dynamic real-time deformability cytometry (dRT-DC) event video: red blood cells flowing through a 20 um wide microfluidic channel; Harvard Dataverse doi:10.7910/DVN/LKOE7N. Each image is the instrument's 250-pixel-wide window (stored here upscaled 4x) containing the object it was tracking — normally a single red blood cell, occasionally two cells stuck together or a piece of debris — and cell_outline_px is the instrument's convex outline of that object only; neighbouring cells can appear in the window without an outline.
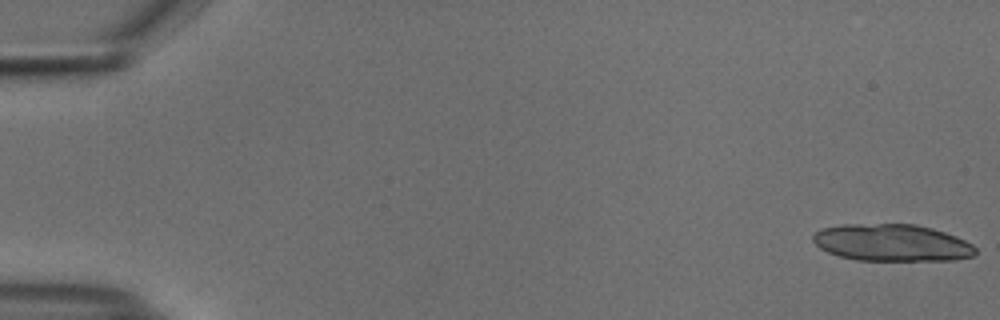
{"species": "common noctule bat (a hibernating species)", "species_latin": "Nyctalus noctula", "temperature_condition": "cold", "stored_images_in_passage": 15, "camera_frame_rate_fps": 3000, "um_per_image_px": 0.085, "animal": {"sex": "male", "body_mass_g": 18.8}, "frame": {"image": 1, "passage_image": 1, "time_ms": 0.0, "image_size_px": [1000, 320], "cell_outline_px": [[976, 252], [972, 256], [956, 260], [856, 260], [840, 256], [828, 252], [820, 248], [812, 240], [812, 236], [820, 228], [840, 224], [916, 224], [932, 228], [956, 236], [972, 244], [976, 248]], "centroid_in_image_um": [75.8, 20.62], "position_along_channel_um": 9.2, "area_um2": 35.14}}